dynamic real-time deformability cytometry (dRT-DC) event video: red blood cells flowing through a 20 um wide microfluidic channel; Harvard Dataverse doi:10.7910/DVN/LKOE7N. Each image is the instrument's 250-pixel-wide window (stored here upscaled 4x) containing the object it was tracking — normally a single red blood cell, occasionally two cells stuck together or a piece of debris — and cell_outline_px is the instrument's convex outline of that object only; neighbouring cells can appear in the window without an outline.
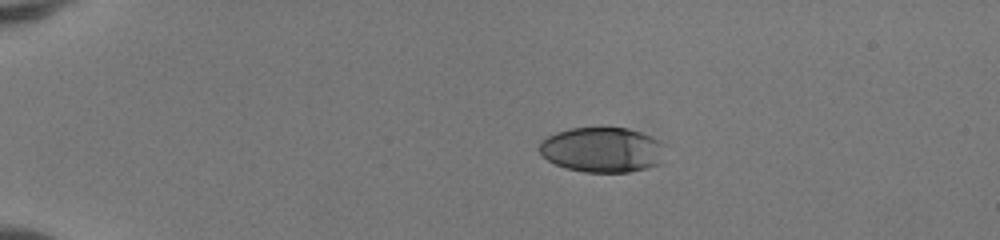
{"species": "human", "species_latin": "Homo sapiens", "temperature_condition": "room temperature", "stored_images_in_passage": 40, "camera_frame_rate_fps": 3000, "um_per_image_px": 0.085, "donor": {"sex": "female"}, "frame": {"image": 1, "passage_image": 1, "time_ms": 0.0, "image_size_px": [1000, 240], "cell_outline_px": [[668, 144], [664, 164], [628, 172], [584, 172], [564, 168], [548, 160], [540, 152], [540, 140], [556, 132], [568, 128], [628, 128], [652, 136]], "centroid_in_image_um": [51.3, 12.73], "position_along_channel_um": 33.7, "area_um2": 33.81}}
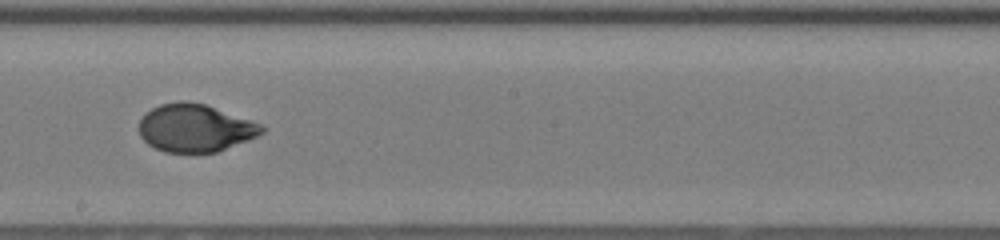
{"frame": {"image": 2, "passage_image": 21, "time_ms": 6.667, "image_size_px": [1000, 240], "cell_outline_px": [[268, 128], [264, 132], [248, 140], [216, 152], [164, 152], [148, 144], [140, 136], [140, 120], [144, 112], [160, 104], [180, 100], [184, 100], [204, 104], [264, 124]], "centroid_in_image_um": [16.6, 10.87], "position_along_channel_um": 231.6, "area_um2": 34.28}}
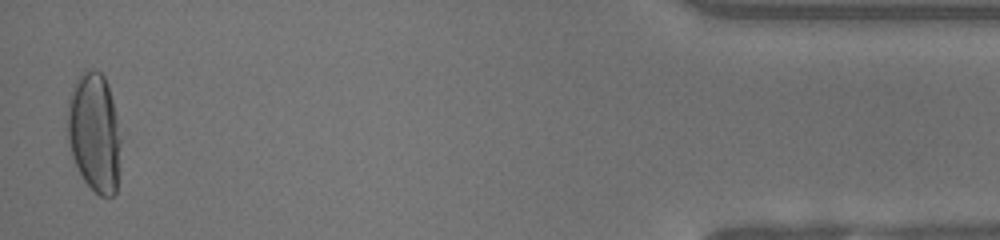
{"frame": {"image": 3, "passage_image": 40, "time_ms": 13.0, "image_size_px": [1000, 240], "cell_outline_px": [[120, 144], [116, 192], [112, 196], [100, 196], [84, 180], [72, 156], [68, 140], [68, 100], [76, 80], [80, 72], [84, 68], [92, 68], [100, 72], [104, 76], [108, 84], [112, 100], [120, 140]], "centroid_in_image_um": [8.0, 11.21], "position_along_channel_um": 427.2, "area_um2": 36.59}, "authors_computed_cell_mechanics": {"area_um2": 34.68, "velocity_mm_per_s": 4.1813, "shape_relaxation_time_tau1_ms": 5.2747, "shape_relaxation_time_tau2_ms": null, "deformation_change_tau1": 0.254, "deformation_change_tau2": null}}